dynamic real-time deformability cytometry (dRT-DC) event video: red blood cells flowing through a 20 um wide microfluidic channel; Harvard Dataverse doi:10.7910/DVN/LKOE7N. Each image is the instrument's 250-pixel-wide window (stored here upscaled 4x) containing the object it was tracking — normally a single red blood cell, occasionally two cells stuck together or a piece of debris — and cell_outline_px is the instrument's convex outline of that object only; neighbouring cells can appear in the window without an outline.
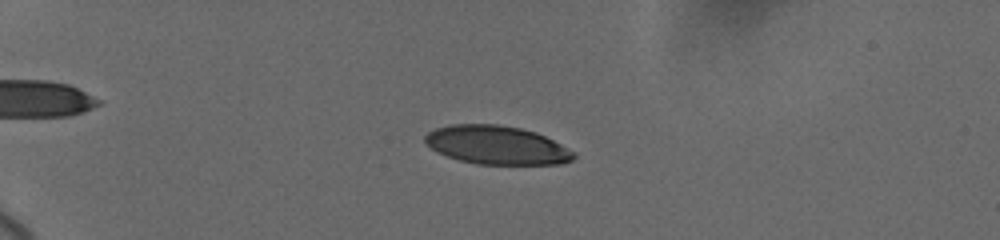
{"species": "human", "species_latin": "Homo sapiens", "temperature_condition": "cold", "stored_images_in_passage": 50, "camera_frame_rate_fps": 3000, "um_per_image_px": 0.085, "donor": {"sex": "female"}, "frame": {"image": 1, "passage_image": 10, "time_ms": 4.333, "image_size_px": [1000, 240], "cell_outline_px": [[576, 156], [572, 160], [560, 164], [476, 164], [460, 160], [436, 152], [424, 140], [424, 136], [428, 132], [436, 128], [452, 124], [500, 124], [520, 128], [536, 132], [576, 152]], "centroid_in_image_um": [42.23, 12.33], "position_along_channel_um": 42.8, "area_um2": 33.35}}
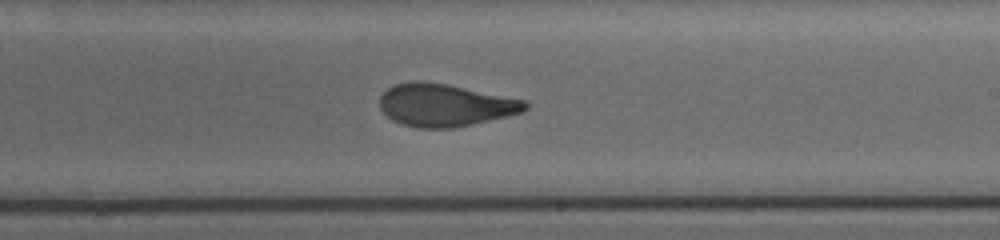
{"frame": {"image": 2, "passage_image": 31, "time_ms": 11.667, "image_size_px": [1000, 240], "cell_outline_px": [[528, 108], [524, 112], [508, 116], [472, 124], [452, 128], [416, 128], [400, 124], [392, 120], [380, 108], [380, 96], [392, 84], [412, 80], [420, 80], [448, 84], [524, 100], [528, 104]], "centroid_in_image_um": [37.8, 8.93], "position_along_channel_um": 251.2, "area_um2": 36.24}}
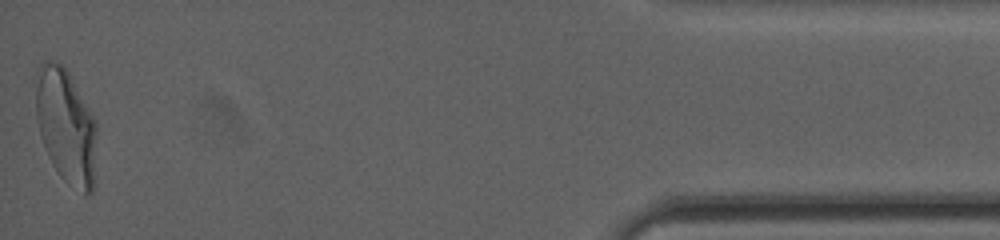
{"frame": {"image": 3, "passage_image": 50, "time_ms": 18.333, "image_size_px": [1000, 240], "cell_outline_px": [[96, 136], [92, 192], [88, 196], [84, 196], [68, 184], [56, 172], [48, 156], [40, 136], [36, 116], [32, 80], [36, 68], [44, 60], [48, 60], [60, 64], [68, 72], [96, 120]], "centroid_in_image_um": [5.55, 10.68], "position_along_channel_um": 429.7, "area_um2": 41.5}, "authors_computed_cell_mechanics": {"area_um2": 36.1828, "velocity_mm_per_s": 3.6799, "shape_relaxation_time_tau1_ms": 5.4591, "shape_relaxation_time_tau2_ms": 1.3036, "deformation_change_tau1": 0.2219, "deformation_change_tau2": 0.0864}}